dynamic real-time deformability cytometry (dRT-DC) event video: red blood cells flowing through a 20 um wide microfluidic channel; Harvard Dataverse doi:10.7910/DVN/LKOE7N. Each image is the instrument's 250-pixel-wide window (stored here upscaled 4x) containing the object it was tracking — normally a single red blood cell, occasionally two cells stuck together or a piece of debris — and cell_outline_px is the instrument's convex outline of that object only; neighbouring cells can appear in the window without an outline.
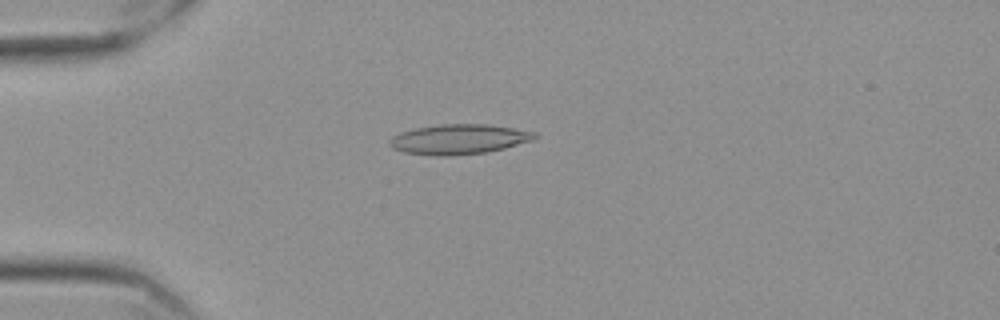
{"species": "Egyptian fruit bat (a non-hibernating species)", "species_latin": "Rousettus aegyptiacus", "temperature_condition": "cold", "stored_images_in_passage": 55, "camera_frame_rate_fps": 3000, "um_per_image_px": 0.085, "frame": {"image": 1, "passage_image": 13, "time_ms": 4.0, "image_size_px": [1000, 320], "cell_outline_px": [[536, 136], [532, 140], [504, 148], [484, 152], [444, 156], [404, 152], [392, 148], [388, 144], [388, 140], [392, 136], [400, 132], [416, 128], [440, 124], [488, 124], [536, 132]], "centroid_in_image_um": [38.96, 11.82], "position_along_channel_um": 46.0, "area_um2": 25.03}}
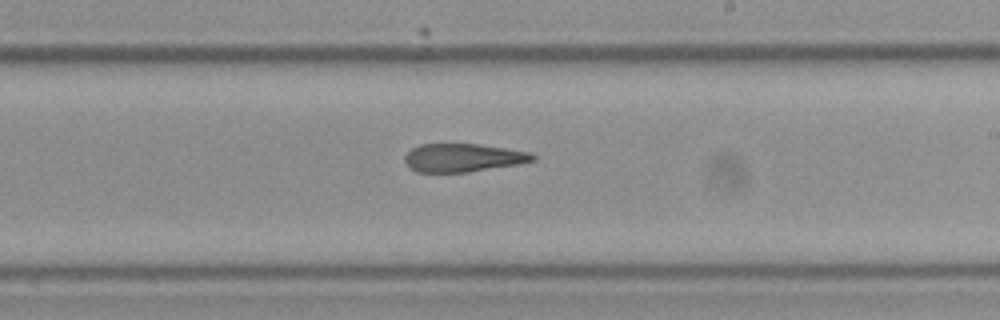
{"frame": {"image": 2, "passage_image": 32, "time_ms": 10.333, "image_size_px": [1000, 320], "cell_outline_px": [[536, 160], [520, 164], [468, 172], [416, 172], [404, 160], [404, 156], [412, 148], [420, 144], [480, 144], [532, 152], [536, 156]], "centroid_in_image_um": [39.41, 13.4], "position_along_channel_um": 249.6, "area_um2": 21.15}}
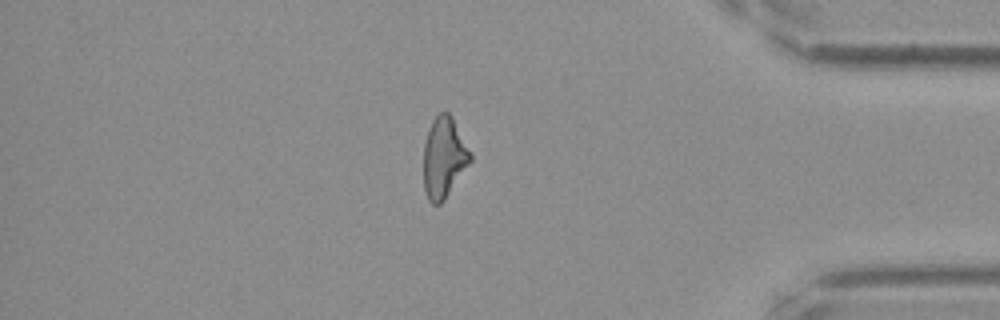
{"frame": {"image": 3, "passage_image": 47, "time_ms": 15.333, "image_size_px": [1000, 320], "cell_outline_px": [[472, 160], [444, 200], [440, 204], [432, 204], [428, 200], [424, 188], [424, 144], [432, 120], [440, 112], [448, 112], [452, 116], [472, 152]], "centroid_in_image_um": [37.75, 13.38], "position_along_channel_um": 397.5, "area_um2": 22.02}, "authors_computed_cell_mechanics": {"area_um2": 22.831, "velocity_mm_per_s": 3.5378, "shape_relaxation_time_tau1_ms": null, "shape_relaxation_time_tau2_ms": 7.4316, "deformation_change_tau1": null, "deformation_change_tau2": 0.1793}}